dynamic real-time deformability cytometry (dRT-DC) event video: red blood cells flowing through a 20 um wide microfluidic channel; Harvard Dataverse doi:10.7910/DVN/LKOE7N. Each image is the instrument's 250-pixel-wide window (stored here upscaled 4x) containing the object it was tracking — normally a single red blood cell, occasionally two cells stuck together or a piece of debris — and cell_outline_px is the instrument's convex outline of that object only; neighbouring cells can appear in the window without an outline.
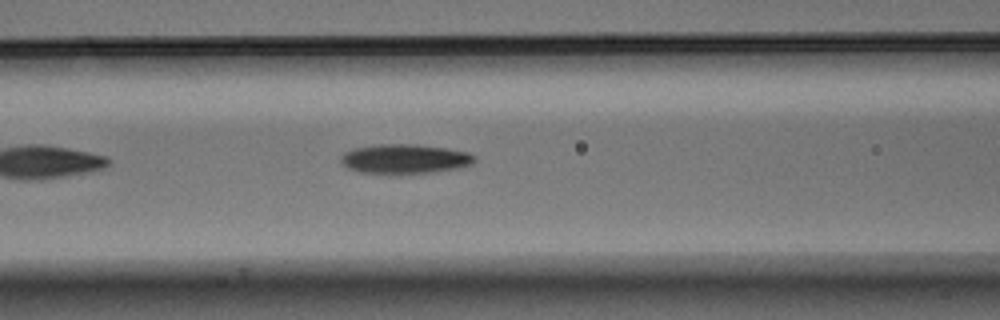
{"species": "Egyptian fruit bat (a non-hibernating species)", "species_latin": "Rousettus aegyptiacus", "temperature_condition": "warm", "stored_images_in_passage": 6, "camera_frame_rate_fps": 3000, "um_per_image_px": 0.085, "animal": {"sex": "male"}, "frame": {"image": 1, "passage_image": 6, "time_ms": 1.667, "image_size_px": [1000, 320], "cell_outline_px": [[476, 160], [472, 164], [460, 168], [432, 172], [360, 172], [348, 168], [340, 160], [340, 156], [344, 152], [352, 148], [376, 144], [416, 144], [448, 148], [468, 152], [476, 156]], "centroid_in_image_um": [34.44, 13.47], "position_along_channel_um": 132.2, "area_um2": 22.77}}